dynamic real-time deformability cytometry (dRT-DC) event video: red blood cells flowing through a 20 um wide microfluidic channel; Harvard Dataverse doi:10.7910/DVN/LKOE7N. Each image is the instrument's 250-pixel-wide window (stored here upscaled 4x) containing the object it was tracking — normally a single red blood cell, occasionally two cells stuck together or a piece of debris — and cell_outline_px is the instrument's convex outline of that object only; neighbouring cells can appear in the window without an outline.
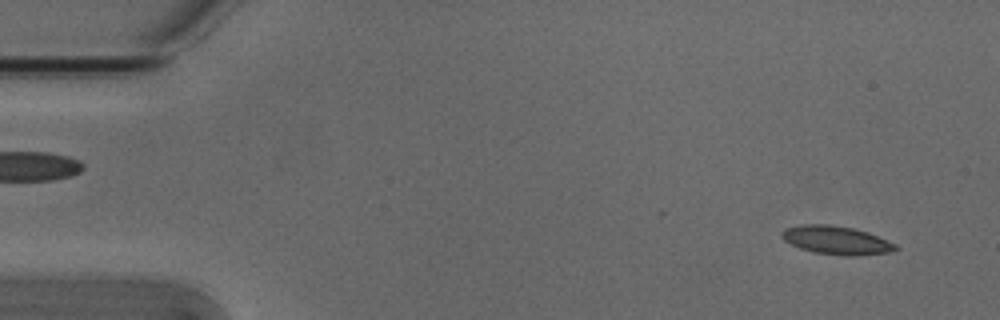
{"species": "Egyptian fruit bat (a non-hibernating species)", "species_latin": "Rousettus aegyptiacus", "temperature_condition": "cold", "stored_images_in_passage": 7, "camera_frame_rate_fps": 3000, "um_per_image_px": 0.085, "animal": {"sex": "male"}, "frame": {"image": 1, "passage_image": 1, "time_ms": 0.0, "image_size_px": [1000, 320], "cell_outline_px": [[900, 248], [888, 252], [852, 256], [844, 256], [812, 252], [800, 248], [784, 240], [780, 236], [780, 232], [784, 228], [800, 224], [828, 224], [852, 228], [868, 232], [896, 244]], "centroid_in_image_um": [71.05, 20.41], "position_along_channel_um": 14.0, "area_um2": 18.9}}